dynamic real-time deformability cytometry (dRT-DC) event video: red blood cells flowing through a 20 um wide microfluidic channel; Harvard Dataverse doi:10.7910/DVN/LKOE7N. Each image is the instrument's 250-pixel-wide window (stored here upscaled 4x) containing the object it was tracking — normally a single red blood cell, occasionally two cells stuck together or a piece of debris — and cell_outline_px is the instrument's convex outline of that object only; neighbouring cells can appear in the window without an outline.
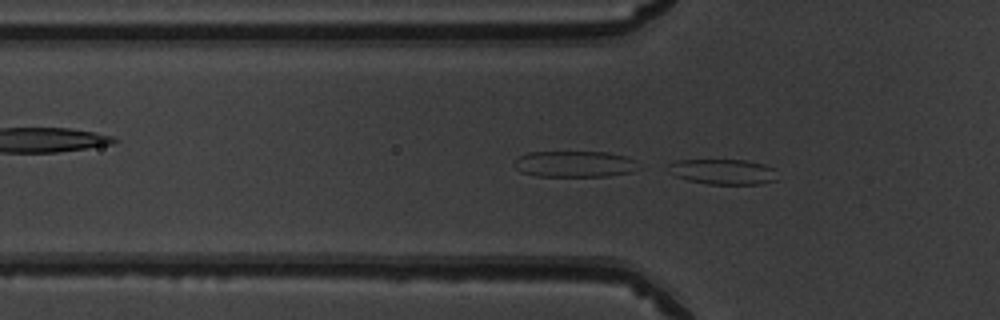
{"species": "common noctule bat (a hibernating species)", "species_latin": "Nyctalus noctula", "temperature_condition": "warm", "stored_images_in_passage": 50, "camera_frame_rate_fps": 3000, "um_per_image_px": 0.085, "animal": {"sex": "male", "body_mass_g": 19.5, "forearm_length_mm": 54.6}, "frame": {"image": 1, "passage_image": 16, "time_ms": 5.0, "image_size_px": [1000, 320], "cell_outline_px": [[776, 180], [760, 184], [708, 184], [688, 180], [676, 176], [668, 172], [664, 164], [676, 160], [744, 160], [764, 164], [776, 168]], "centroid_in_image_um": [61.41, 14.59], "position_along_channel_um": 64.4, "area_um2": 16.36}}
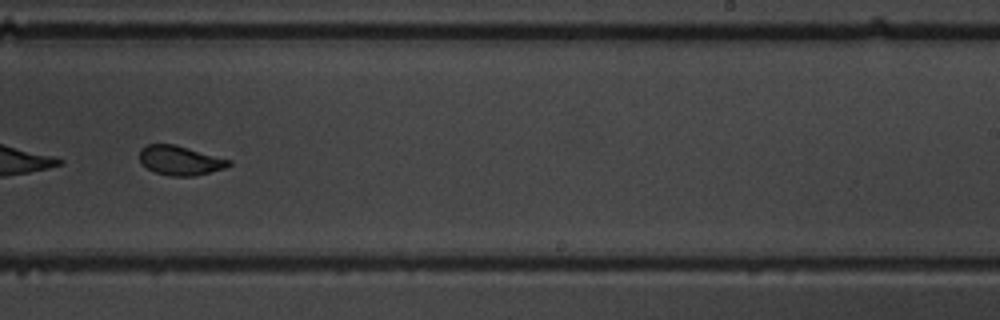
{"frame": {"image": 2, "passage_image": 32, "time_ms": 10.333, "image_size_px": [1000, 320], "cell_outline_px": [[232, 164], [224, 168], [192, 176], [168, 176], [156, 172], [148, 168], [140, 160], [140, 148], [148, 144], [176, 144], [232, 160]], "centroid_in_image_um": [15.32, 13.62], "position_along_channel_um": 273.7, "area_um2": 15.2}}
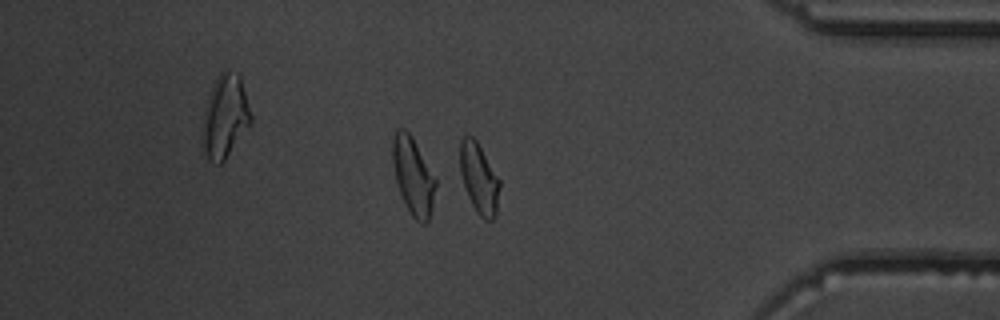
{"frame": {"image": 3, "passage_image": 43, "time_ms": 14.0, "image_size_px": [1000, 320], "cell_outline_px": [[500, 184], [496, 216], [492, 220], [484, 220], [476, 212], [468, 196], [460, 172], [460, 140], [464, 136], [472, 136], [476, 140], [500, 180]], "centroid_in_image_um": [40.72, 15.18], "position_along_channel_um": 394.5, "area_um2": 16.13}, "authors_computed_cell_mechanics": {"area_um2": 16.5597, "velocity_mm_per_s": 3.9556, "shape_relaxation_time_tau1_ms": 7.6506, "shape_relaxation_time_tau2_ms": 0.8438, "deformation_change_tau1": 0.2077, "deformation_change_tau2": 0.0758}}